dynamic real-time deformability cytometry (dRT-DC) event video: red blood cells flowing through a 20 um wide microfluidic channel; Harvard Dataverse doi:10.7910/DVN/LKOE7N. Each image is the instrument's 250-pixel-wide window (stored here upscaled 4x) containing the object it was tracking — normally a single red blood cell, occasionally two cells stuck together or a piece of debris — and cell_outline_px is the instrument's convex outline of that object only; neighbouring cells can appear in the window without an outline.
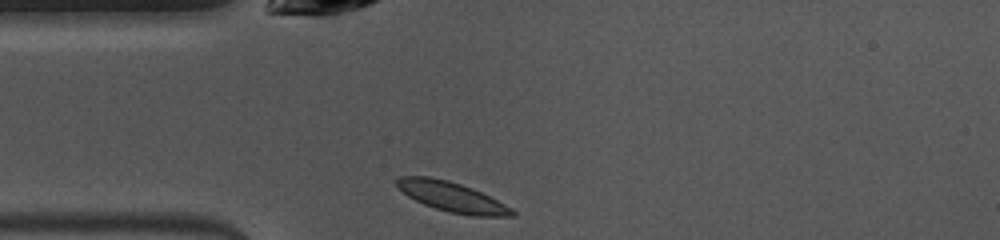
{"species": "common noctule bat (a hibernating species)", "species_latin": "Nyctalus noctula", "temperature_condition": "warm", "stored_images_in_passage": 38, "camera_frame_rate_fps": 3000, "um_per_image_px": 0.085, "animal": {"sex": "female", "body_mass_g": 10.0, "forearm_length_mm": 53.1}, "frame": {"image": 1, "passage_image": 1, "time_ms": 0.0, "image_size_px": [1000, 240], "cell_outline_px": [[516, 216], [472, 216], [448, 212], [424, 204], [408, 196], [396, 184], [396, 180], [400, 176], [428, 176], [448, 180], [472, 188], [512, 208], [516, 212]], "centroid_in_image_um": [38.43, 16.74], "position_along_channel_um": 46.6, "area_um2": 19.77}}
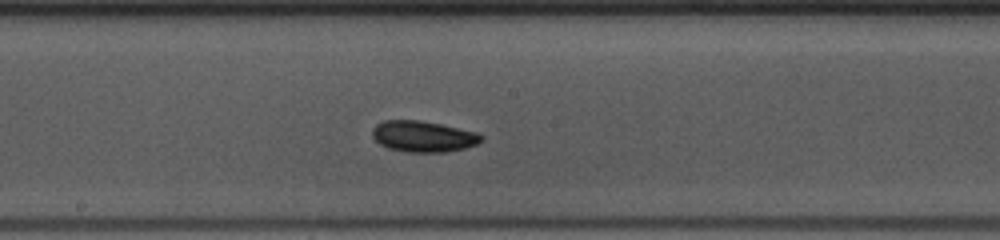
{"frame": {"image": 2, "passage_image": 14, "time_ms": 4.333, "image_size_px": [1000, 240], "cell_outline_px": [[484, 140], [476, 144], [464, 148], [448, 152], [408, 152], [388, 148], [380, 144], [372, 136], [372, 128], [376, 124], [384, 120], [420, 120], [440, 124], [476, 132], [484, 136]], "centroid_in_image_um": [35.97, 11.59], "position_along_channel_um": 212.2, "area_um2": 19.77}}
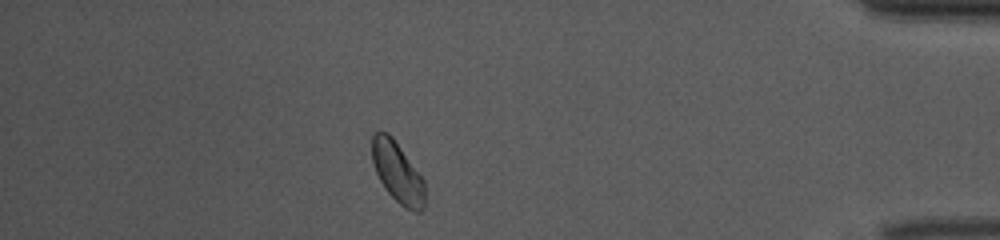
{"frame": {"image": 3, "passage_image": 32, "time_ms": 10.333, "image_size_px": [1000, 240], "cell_outline_px": [[424, 208], [420, 212], [416, 212], [404, 208], [388, 192], [380, 180], [376, 172], [372, 160], [372, 132], [388, 132], [392, 136], [424, 180]], "centroid_in_image_um": [33.78, 14.65], "position_along_channel_um": 401.4, "area_um2": 18.5}, "authors_computed_cell_mechanics": {"area_um2": 18.6694, "velocity_mm_per_s": 3.9689, "shape_relaxation_time_tau1_ms": 2.6484, "shape_relaxation_time_tau2_ms": null, "deformation_change_tau1": 0.063, "deformation_change_tau2": null}}